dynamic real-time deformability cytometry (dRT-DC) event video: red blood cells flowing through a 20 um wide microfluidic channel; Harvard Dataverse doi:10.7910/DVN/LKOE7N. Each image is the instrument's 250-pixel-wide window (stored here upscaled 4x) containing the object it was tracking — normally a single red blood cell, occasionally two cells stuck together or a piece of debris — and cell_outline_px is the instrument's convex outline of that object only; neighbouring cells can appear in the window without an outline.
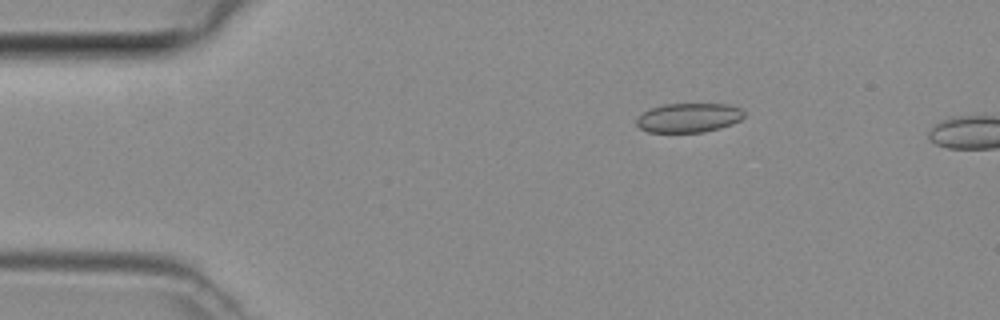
{"species": "common noctule bat (a hibernating species)", "species_latin": "Nyctalus noctula", "temperature_condition": "room temperature", "stored_images_in_passage": 4, "camera_frame_rate_fps": 3000, "um_per_image_px": 0.085, "animal": {"sex": "female", "body_mass_g": 29.2, "forearm_length_mm": 56.3}, "frame": {"image": 1, "passage_image": 3, "time_ms": 0.667, "image_size_px": [1000, 320], "cell_outline_px": [[744, 116], [740, 120], [732, 124], [720, 128], [704, 132], [648, 132], [640, 128], [636, 124], [636, 116], [652, 108], [664, 104], [728, 104], [740, 108], [744, 112]], "centroid_in_image_um": [58.53, 10.01], "position_along_channel_um": 26.5, "area_um2": 18.38}}